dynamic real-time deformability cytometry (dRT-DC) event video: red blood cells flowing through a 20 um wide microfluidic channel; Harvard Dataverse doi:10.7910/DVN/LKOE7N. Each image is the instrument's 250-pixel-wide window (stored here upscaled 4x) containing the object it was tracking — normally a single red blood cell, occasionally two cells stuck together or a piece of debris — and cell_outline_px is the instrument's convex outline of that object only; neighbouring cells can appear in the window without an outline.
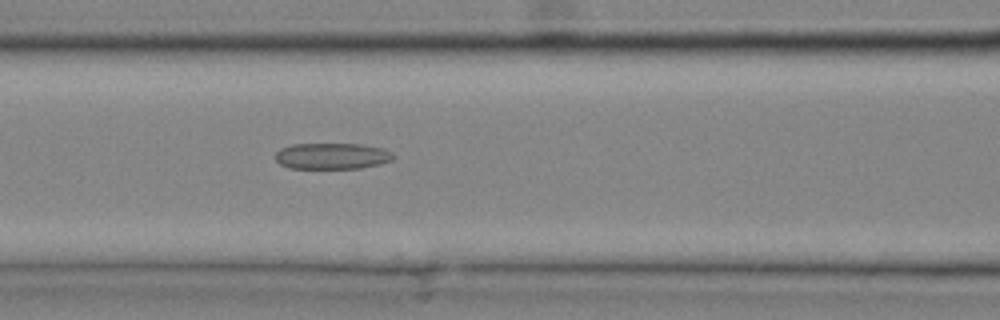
{"species": "common noctule bat (a hibernating species)", "species_latin": "Nyctalus noctula", "temperature_condition": "cold", "stored_images_in_passage": 32, "camera_frame_rate_fps": 3000, "um_per_image_px": 0.085, "animal": {"sex": "male", "body_mass_g": 20.4}, "frame": {"image": 1, "passage_image": 14, "time_ms": 4.333, "image_size_px": [1000, 320], "cell_outline_px": [[396, 156], [392, 160], [380, 164], [360, 168], [292, 168], [280, 164], [276, 160], [276, 152], [280, 148], [292, 144], [360, 144], [384, 148], [392, 152]], "centroid_in_image_um": [28.26, 13.26], "position_along_channel_um": 138.3, "area_um2": 18.03}}
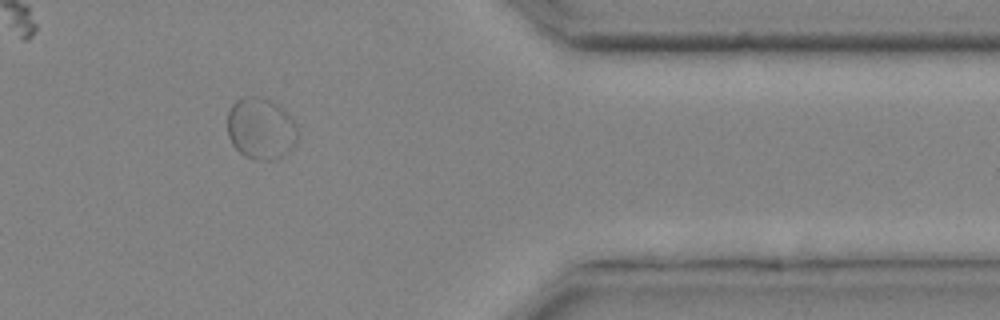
{"frame": {"image": 2, "passage_image": 28, "time_ms": 9.0, "image_size_px": [1000, 320], "cell_outline_px": [[296, 144], [288, 152], [280, 156], [268, 160], [256, 160], [244, 156], [232, 144], [228, 136], [228, 112], [232, 104], [236, 100], [244, 96], [260, 96], [284, 108], [292, 116], [296, 124]], "centroid_in_image_um": [22.17, 10.91], "position_along_channel_um": 389.2, "area_um2": 25.32}}